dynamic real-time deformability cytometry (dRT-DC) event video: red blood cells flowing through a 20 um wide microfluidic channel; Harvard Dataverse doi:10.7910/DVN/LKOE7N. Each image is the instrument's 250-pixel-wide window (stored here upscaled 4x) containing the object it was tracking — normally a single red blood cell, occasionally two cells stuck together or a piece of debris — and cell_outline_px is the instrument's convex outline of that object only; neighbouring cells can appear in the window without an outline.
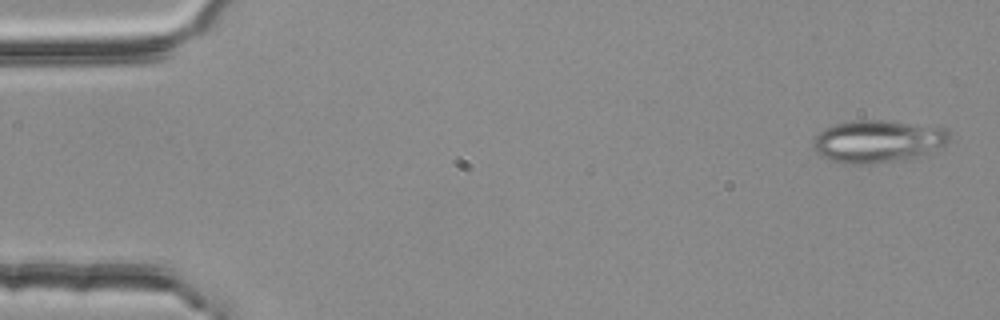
{"species": "common noctule bat (a hibernating species)", "species_latin": "Nyctalus noctula", "temperature_condition": "room temperature", "stored_images_in_passage": 3, "camera_frame_rate_fps": 3000, "um_per_image_px": 0.085, "animal": {"sex": "female", "body_mass_g": 25.1}, "frame": {"image": 1, "passage_image": 1, "time_ms": 0.0, "image_size_px": [1000, 320], "cell_outline_px": [[952, 140], [924, 156], [900, 160], [872, 164], [844, 164], [832, 160], [816, 152], [812, 148], [812, 140], [824, 128], [836, 124], [852, 120], [884, 120], [940, 124], [952, 136]], "centroid_in_image_um": [74.71, 11.99], "position_along_channel_um": 10.3, "area_um2": 34.68}}